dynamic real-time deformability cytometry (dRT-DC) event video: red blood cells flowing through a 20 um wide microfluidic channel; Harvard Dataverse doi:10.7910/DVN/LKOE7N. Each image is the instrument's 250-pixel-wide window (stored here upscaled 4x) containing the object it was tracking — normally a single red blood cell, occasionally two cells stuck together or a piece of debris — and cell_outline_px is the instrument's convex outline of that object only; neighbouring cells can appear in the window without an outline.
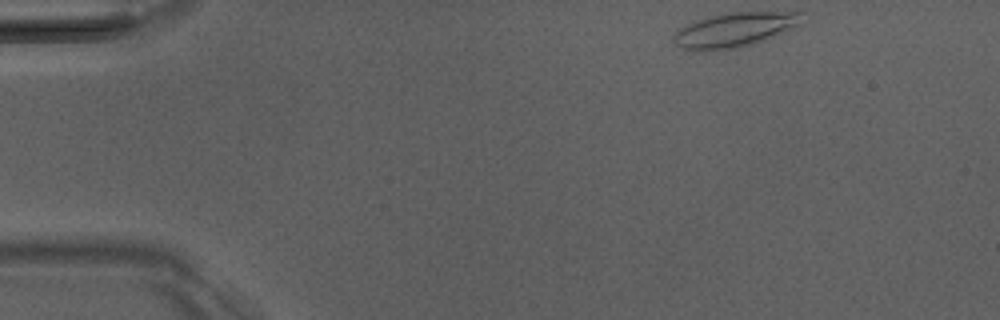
{"species": "Egyptian fruit bat (a non-hibernating species)", "species_latin": "Rousettus aegyptiacus", "temperature_condition": "room temperature", "stored_images_in_passage": 45, "camera_frame_rate_fps": 3000, "um_per_image_px": 0.085, "animal": {"sex": "male"}, "frame": {"image": 1, "passage_image": 1, "time_ms": 0.0, "image_size_px": [1000, 320], "cell_outline_px": [[804, 24], [764, 40], [752, 44], [736, 48], [704, 52], [692, 52], [680, 48], [672, 40], [672, 36], [680, 28], [696, 20], [708, 16], [728, 12], [804, 12]], "centroid_in_image_um": [62.44, 2.55], "position_along_channel_um": 22.6, "area_um2": 26.36}}
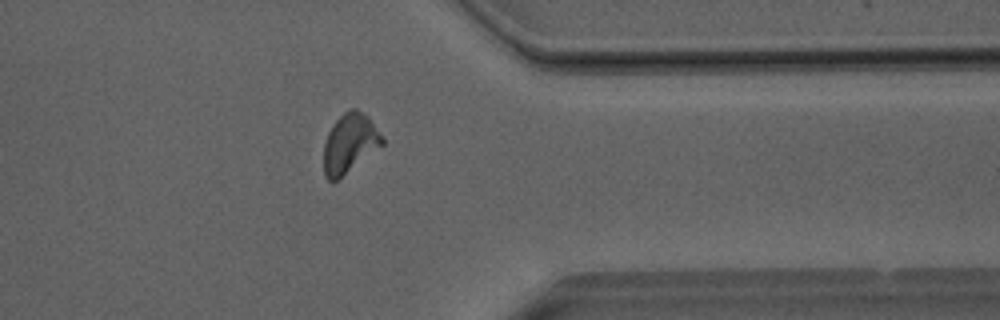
{"frame": {"image": 2, "passage_image": 35, "time_ms": 11.333, "image_size_px": [1000, 320], "cell_outline_px": [[384, 144], [332, 184], [324, 176], [324, 144], [328, 132], [332, 124], [344, 112], [352, 108], [356, 108], [368, 116], [384, 136]], "centroid_in_image_um": [29.73, 12.18], "position_along_channel_um": 381.7, "area_um2": 20.35}}
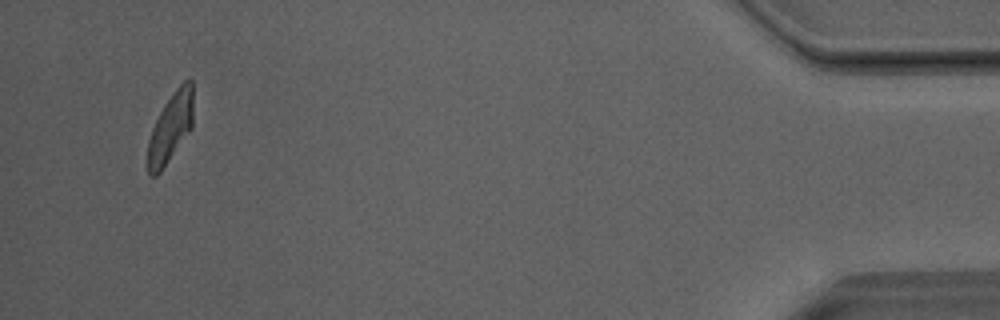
{"frame": {"image": 3, "passage_image": 43, "time_ms": 14.0, "image_size_px": [1000, 320], "cell_outline_px": [[192, 128], [160, 172], [156, 176], [148, 176], [148, 140], [152, 128], [164, 104], [176, 88], [184, 80], [192, 80]], "centroid_in_image_um": [14.49, 10.86], "position_along_channel_um": 420.7, "area_um2": 18.15}, "authors_computed_cell_mechanics": {"area_um2": 19.8832, "velocity_mm_per_s": 4.0452, "shape_relaxation_time_tau1_ms": 4.9309, "shape_relaxation_time_tau2_ms": 2.1983, "deformation_change_tau1": 0.1825, "deformation_change_tau2": 0.0992}}